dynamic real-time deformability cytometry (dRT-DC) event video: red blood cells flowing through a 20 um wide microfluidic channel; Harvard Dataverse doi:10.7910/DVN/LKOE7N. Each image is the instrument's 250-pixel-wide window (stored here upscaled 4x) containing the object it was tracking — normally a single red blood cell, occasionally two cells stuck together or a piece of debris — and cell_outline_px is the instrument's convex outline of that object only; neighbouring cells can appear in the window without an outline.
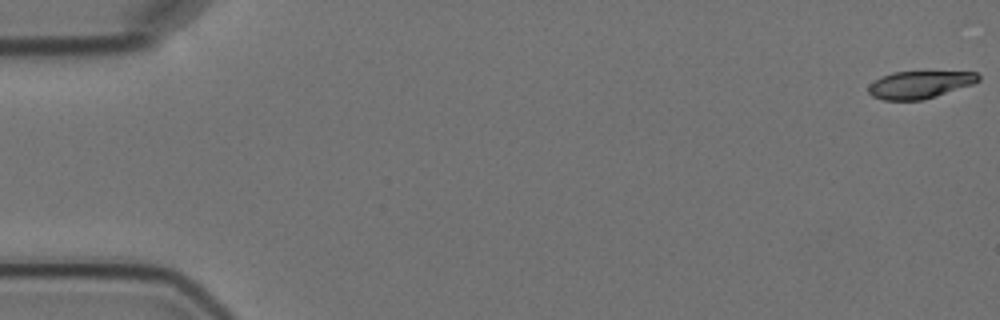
{"species": "Egyptian fruit bat (a non-hibernating species)", "species_latin": "Rousettus aegyptiacus", "temperature_condition": "cold", "stored_images_in_passage": 8, "camera_frame_rate_fps": 3000, "um_per_image_px": 0.085, "animal": {"sex": "female"}, "frame": {"image": 1, "passage_image": 1, "time_ms": 0.0, "image_size_px": [1000, 320], "cell_outline_px": [[980, 80], [972, 84], [936, 96], [920, 100], [884, 100], [872, 96], [868, 92], [868, 84], [892, 72], [976, 72], [980, 76]], "centroid_in_image_um": [78.15, 7.2], "position_along_channel_um": 6.8, "area_um2": 17.34}}
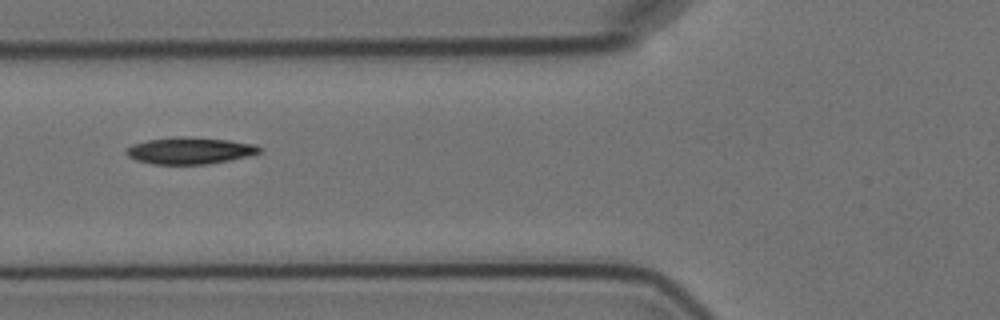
{"frame": {"image": 2, "passage_image": 7, "time_ms": 7.0, "image_size_px": [1000, 320], "cell_outline_px": [[260, 152], [248, 156], [208, 164], [152, 164], [136, 160], [128, 156], [124, 152], [124, 148], [132, 144], [148, 140], [176, 136], [184, 136], [228, 140], [256, 144], [260, 148]], "centroid_in_image_um": [16.08, 12.8], "position_along_channel_um": 109.7, "area_um2": 20.81}}
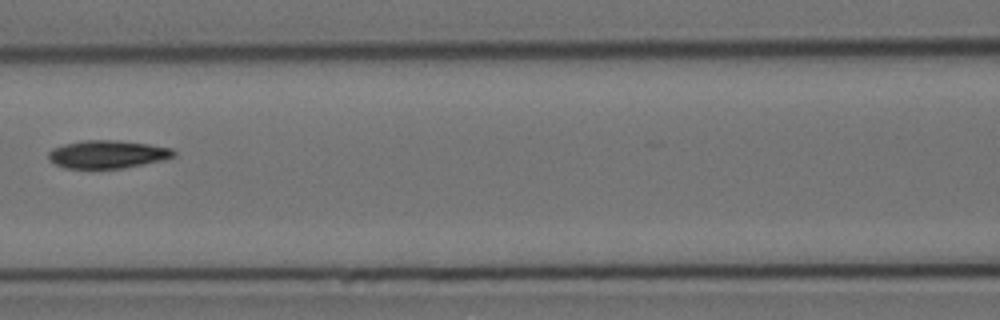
{"frame": {"image": 3, "passage_image": 8, "time_ms": 8.333, "image_size_px": [1000, 320], "cell_outline_px": [[176, 156], [168, 160], [124, 168], [64, 168], [48, 160], [48, 152], [52, 148], [64, 144], [84, 140], [116, 140], [148, 144], [172, 148], [176, 152]], "centroid_in_image_um": [9.18, 13.12], "position_along_channel_um": 157.4, "area_um2": 20.69}}